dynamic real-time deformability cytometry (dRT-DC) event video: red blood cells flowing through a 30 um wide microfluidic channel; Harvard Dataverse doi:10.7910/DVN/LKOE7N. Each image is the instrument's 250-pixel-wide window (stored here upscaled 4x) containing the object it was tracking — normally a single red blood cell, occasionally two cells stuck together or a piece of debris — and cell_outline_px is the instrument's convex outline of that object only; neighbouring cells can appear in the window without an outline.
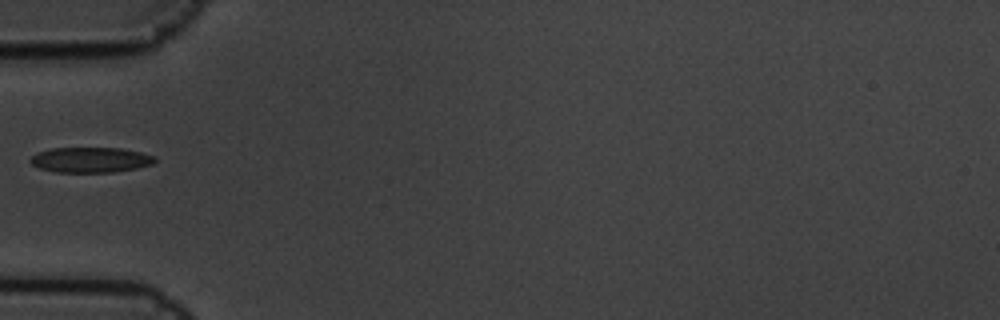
{"species": "common noctule bat (a hibernating species)", "species_latin": "Nyctalus noctula", "temperature_condition": "cold", "stored_images_in_passage": 1, "camera_frame_rate_fps": 3000, "um_per_image_px": 0.085, "animal": {"sex": "male", "body_mass_g": 19.5, "forearm_length_mm": 54.6}, "frame": {"image": 1, "passage_image": 1, "time_ms": 0.0, "image_size_px": [1000, 320], "cell_outline_px": [[156, 160], [152, 164], [136, 168], [116, 172], [56, 172], [40, 168], [32, 164], [28, 160], [36, 152], [52, 148], [120, 148], [140, 152], [156, 156]], "centroid_in_image_um": [7.69, 13.58], "position_along_channel_um": 77.3, "area_um2": 18.38}}